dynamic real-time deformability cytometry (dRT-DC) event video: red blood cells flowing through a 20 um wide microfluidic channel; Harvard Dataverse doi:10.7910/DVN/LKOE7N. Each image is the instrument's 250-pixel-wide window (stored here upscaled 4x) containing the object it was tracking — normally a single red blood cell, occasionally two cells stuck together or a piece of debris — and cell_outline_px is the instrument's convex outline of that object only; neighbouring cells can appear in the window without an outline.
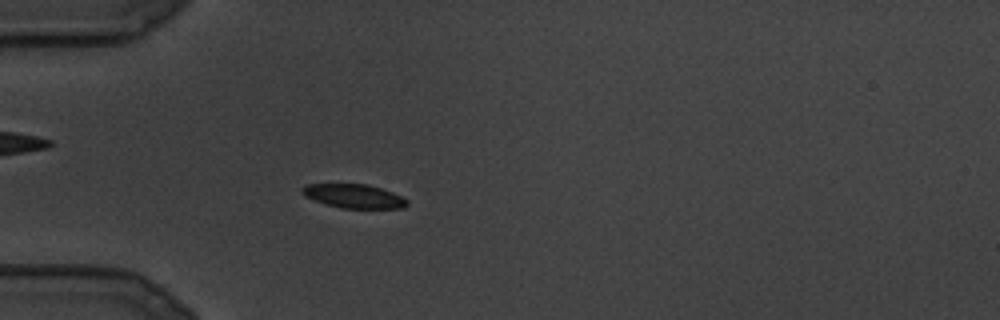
{"species": "common noctule bat (a hibernating species)", "species_latin": "Nyctalus noctula", "temperature_condition": "cold", "stored_images_in_passage": 83, "camera_frame_rate_fps": 3000, "um_per_image_px": 0.085, "animal": {"sex": "male", "body_mass_g": 19.5, "forearm_length_mm": 54.6}, "frame": {"image": 1, "passage_image": 8, "time_ms": 2.333, "image_size_px": [1000, 320], "cell_outline_px": [[408, 204], [404, 208], [344, 208], [328, 204], [316, 200], [300, 192], [300, 188], [308, 184], [368, 184], [392, 192], [408, 200]], "centroid_in_image_um": [30.11, 16.66], "position_along_channel_um": 54.9, "area_um2": 14.33}}
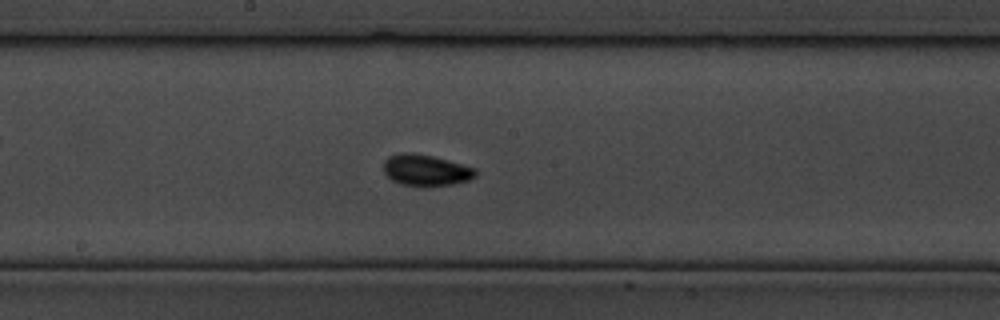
{"frame": {"image": 2, "passage_image": 34, "time_ms": 11.0, "image_size_px": [1000, 320], "cell_outline_px": [[476, 176], [468, 180], [452, 184], [400, 184], [392, 180], [384, 172], [384, 160], [388, 156], [404, 152], [412, 152], [432, 156], [476, 168]], "centroid_in_image_um": [36.18, 14.43], "position_along_channel_um": 212.0, "area_um2": 16.24}}
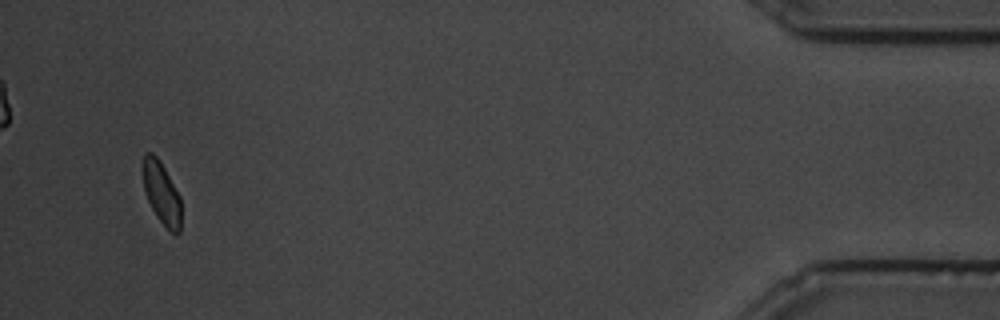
{"frame": {"image": 3, "passage_image": 78, "time_ms": 25.667, "image_size_px": [1000, 320], "cell_outline_px": [[180, 232], [176, 236], [156, 216], [144, 192], [144, 152], [152, 152], [156, 156], [164, 168], [180, 196]], "centroid_in_image_um": [13.74, 16.43], "position_along_channel_um": 421.5, "area_um2": 13.47}}